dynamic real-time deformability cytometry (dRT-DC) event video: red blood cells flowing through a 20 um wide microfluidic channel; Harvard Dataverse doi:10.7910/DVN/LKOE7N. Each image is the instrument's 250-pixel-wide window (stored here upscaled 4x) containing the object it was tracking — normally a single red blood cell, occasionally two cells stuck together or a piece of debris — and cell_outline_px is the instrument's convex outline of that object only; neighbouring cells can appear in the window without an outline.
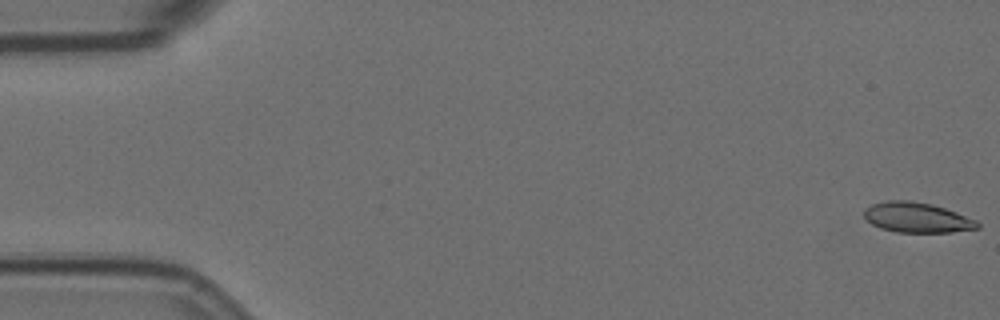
{"species": "Egyptian fruit bat (a non-hibernating species)", "species_latin": "Rousettus aegyptiacus", "temperature_condition": "room temperature", "stored_images_in_passage": 58, "camera_frame_rate_fps": 3000, "um_per_image_px": 0.085, "animal": {"sex": "female"}, "frame": {"image": 1, "passage_image": 1, "time_ms": 0.0, "image_size_px": [1000, 320], "cell_outline_px": [[980, 228], [952, 232], [896, 232], [880, 228], [872, 224], [864, 216], [864, 208], [872, 204], [884, 200], [908, 200], [932, 204], [956, 212], [976, 220], [980, 224]], "centroid_in_image_um": [77.93, 18.48], "position_along_channel_um": 7.1, "area_um2": 19.94}}
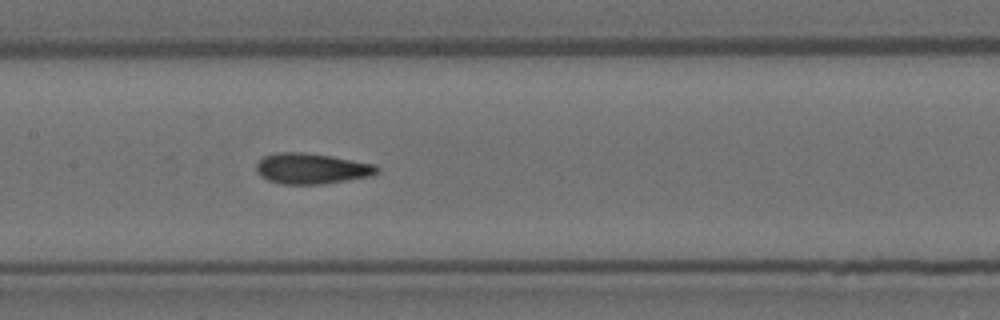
{"frame": {"image": 2, "passage_image": 28, "time_ms": 9.0, "image_size_px": [1000, 320], "cell_outline_px": [[380, 172], [368, 176], [320, 184], [280, 184], [268, 180], [260, 176], [256, 172], [256, 164], [264, 156], [280, 152], [304, 152], [332, 156], [376, 164], [380, 168]], "centroid_in_image_um": [26.48, 14.32], "position_along_channel_um": 180.9, "area_um2": 21.56}}
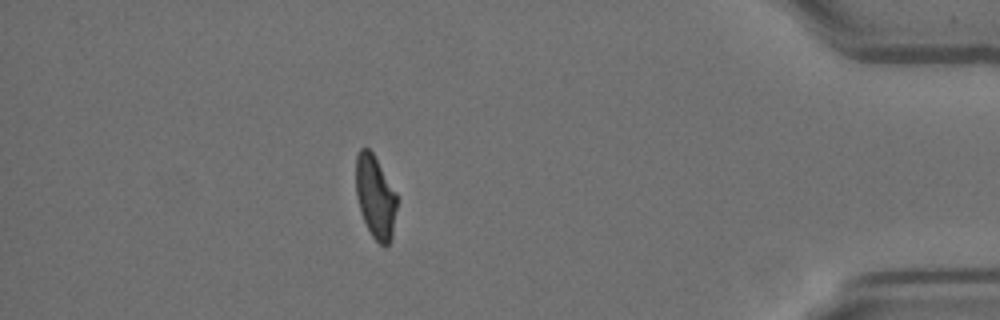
{"frame": {"image": 3, "passage_image": 51, "time_ms": 16.667, "image_size_px": [1000, 320], "cell_outline_px": [[396, 208], [392, 236], [388, 244], [384, 248], [372, 236], [364, 220], [356, 196], [356, 156], [360, 148], [368, 148], [372, 152], [396, 192]], "centroid_in_image_um": [31.9, 16.73], "position_along_channel_um": 403.3, "area_um2": 19.54}, "authors_computed_cell_mechanics": {"area_um2": 21.0392, "velocity_mm_per_s": 3.5099, "shape_relaxation_time_tau1_ms": 8.7911, "shape_relaxation_time_tau2_ms": 1.7979, "deformation_change_tau1": 0.1858, "deformation_change_tau2": 0.0833}}